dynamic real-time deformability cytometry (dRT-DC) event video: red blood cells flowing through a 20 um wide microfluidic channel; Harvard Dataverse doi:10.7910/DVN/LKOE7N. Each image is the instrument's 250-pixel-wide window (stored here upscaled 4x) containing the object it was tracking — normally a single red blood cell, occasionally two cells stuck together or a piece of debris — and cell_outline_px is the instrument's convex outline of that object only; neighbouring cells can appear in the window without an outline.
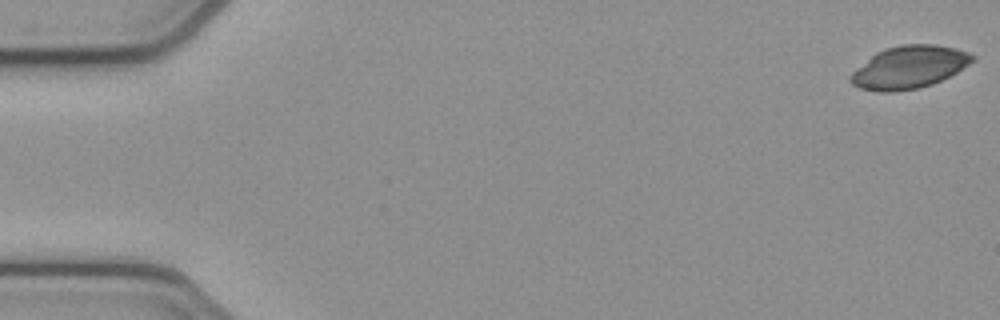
{"species": "common noctule bat (a hibernating species)", "species_latin": "Nyctalus noctula", "temperature_condition": "cold", "stored_images_in_passage": 53, "camera_frame_rate_fps": 3000, "um_per_image_px": 0.085, "animal": {"sex": "female", "body_mass_g": 21.9}, "frame": {"image": 1, "passage_image": 1, "time_ms": 0.0, "image_size_px": [1000, 320], "cell_outline_px": [[976, 60], [956, 72], [932, 84], [920, 88], [896, 92], [880, 92], [860, 88], [852, 84], [848, 80], [848, 76], [856, 68], [876, 52], [884, 48], [900, 44], [936, 44], [968, 52], [976, 56]], "centroid_in_image_um": [77.25, 5.71], "position_along_channel_um": 7.8, "area_um2": 30.4}}
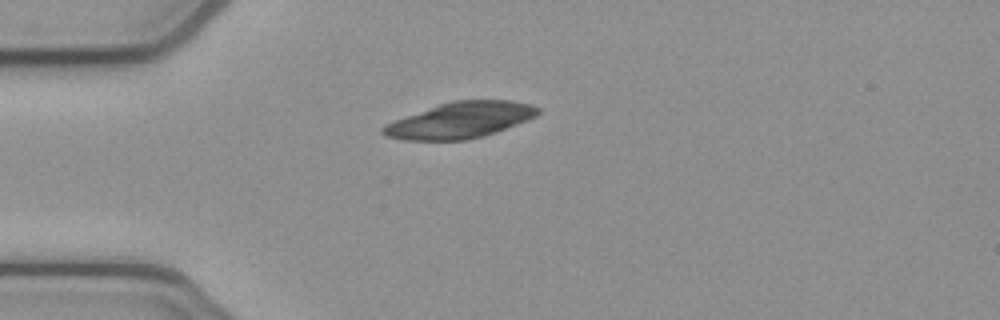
{"frame": {"image": 2, "passage_image": 14, "time_ms": 4.333, "image_size_px": [1000, 320], "cell_outline_px": [[540, 112], [536, 116], [528, 120], [484, 136], [464, 140], [404, 140], [384, 136], [380, 132], [380, 128], [384, 124], [440, 104], [452, 100], [512, 100], [528, 104], [540, 108]], "centroid_in_image_um": [39.1, 10.22], "position_along_channel_um": 45.9, "area_um2": 32.31}}